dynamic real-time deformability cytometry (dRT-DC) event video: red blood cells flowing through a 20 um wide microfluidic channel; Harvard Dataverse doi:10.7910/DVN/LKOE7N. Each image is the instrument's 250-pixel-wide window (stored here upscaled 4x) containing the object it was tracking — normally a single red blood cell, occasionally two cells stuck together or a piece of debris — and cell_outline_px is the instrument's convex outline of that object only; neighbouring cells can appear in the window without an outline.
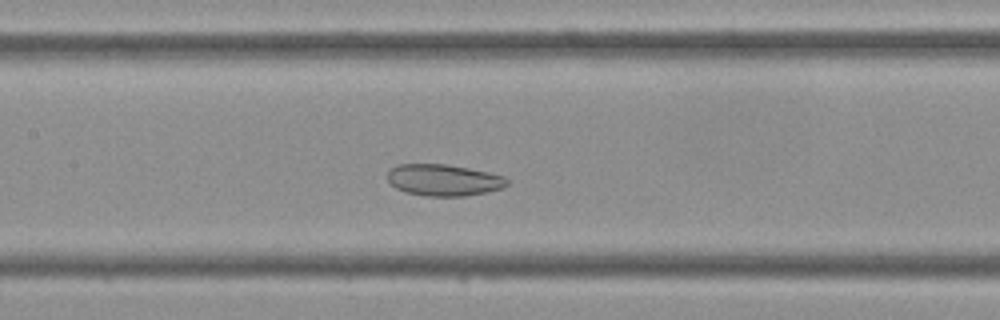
{"species": "Egyptian fruit bat (a non-hibernating species)", "species_latin": "Rousettus aegyptiacus", "temperature_condition": "cold", "stored_images_in_passage": 41, "camera_frame_rate_fps": 3000, "um_per_image_px": 0.085, "frame": {"image": 1, "passage_image": 17, "time_ms": 5.333, "image_size_px": [1000, 320], "cell_outline_px": [[508, 184], [504, 188], [488, 192], [464, 196], [424, 196], [404, 192], [396, 188], [388, 180], [388, 172], [396, 164], [444, 164], [468, 168], [488, 172], [504, 176], [508, 180]], "centroid_in_image_um": [37.72, 15.31], "position_along_channel_um": 169.7, "area_um2": 22.08}}
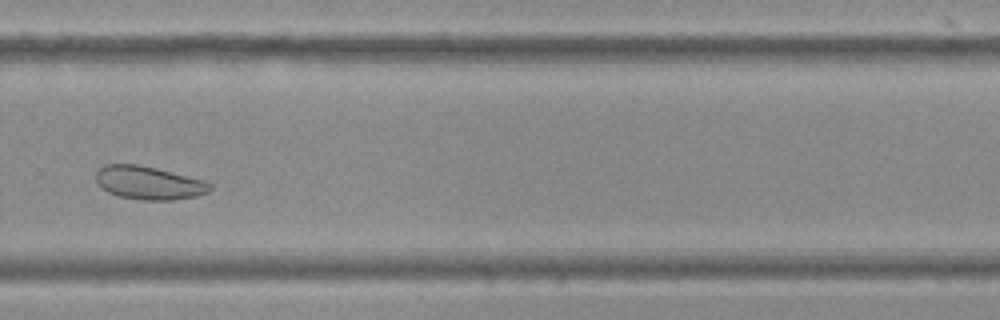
{"frame": {"image": 2, "passage_image": 27, "time_ms": 8.667, "image_size_px": [1000, 320], "cell_outline_px": [[212, 188], [208, 192], [196, 196], [172, 200], [144, 200], [120, 196], [108, 192], [96, 180], [96, 172], [104, 164], [136, 164], [156, 168], [204, 180], [212, 184]], "centroid_in_image_um": [12.67, 15.54], "position_along_channel_um": 317.1, "area_um2": 21.91}}
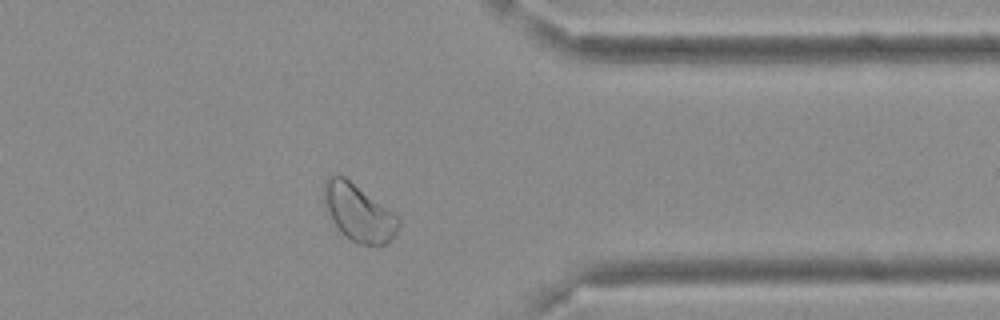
{"frame": {"image": 3, "passage_image": 32, "time_ms": 10.333, "image_size_px": [1000, 320], "cell_outline_px": [[400, 224], [396, 232], [384, 244], [356, 244], [332, 220], [324, 200], [324, 184], [328, 176], [344, 176], [400, 216]], "centroid_in_image_um": [30.52, 18.05], "position_along_channel_um": 380.9, "area_um2": 24.1}}